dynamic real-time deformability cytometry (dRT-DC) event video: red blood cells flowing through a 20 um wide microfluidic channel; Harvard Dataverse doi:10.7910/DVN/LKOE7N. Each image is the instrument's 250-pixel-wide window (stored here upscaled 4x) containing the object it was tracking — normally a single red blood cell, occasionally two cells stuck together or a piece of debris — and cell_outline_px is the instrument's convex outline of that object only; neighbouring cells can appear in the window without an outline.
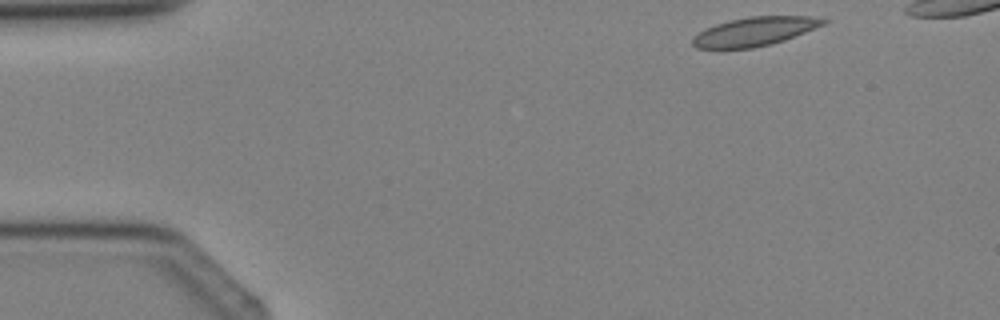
{"species": "Egyptian fruit bat (a non-hibernating species)", "species_latin": "Rousettus aegyptiacus", "temperature_condition": "cold", "stored_images_in_passage": 6, "camera_frame_rate_fps": 3000, "um_per_image_px": 0.085, "animal": {"sex": "female"}, "frame": {"image": 1, "passage_image": 6, "time_ms": 6.0, "image_size_px": [1000, 320], "cell_outline_px": [[828, 20], [824, 24], [784, 40], [772, 44], [752, 48], [696, 48], [692, 44], [692, 40], [700, 32], [716, 24], [732, 20], [752, 16], [808, 16]], "centroid_in_image_um": [64.15, 2.68], "position_along_channel_um": 20.9, "area_um2": 21.39}}